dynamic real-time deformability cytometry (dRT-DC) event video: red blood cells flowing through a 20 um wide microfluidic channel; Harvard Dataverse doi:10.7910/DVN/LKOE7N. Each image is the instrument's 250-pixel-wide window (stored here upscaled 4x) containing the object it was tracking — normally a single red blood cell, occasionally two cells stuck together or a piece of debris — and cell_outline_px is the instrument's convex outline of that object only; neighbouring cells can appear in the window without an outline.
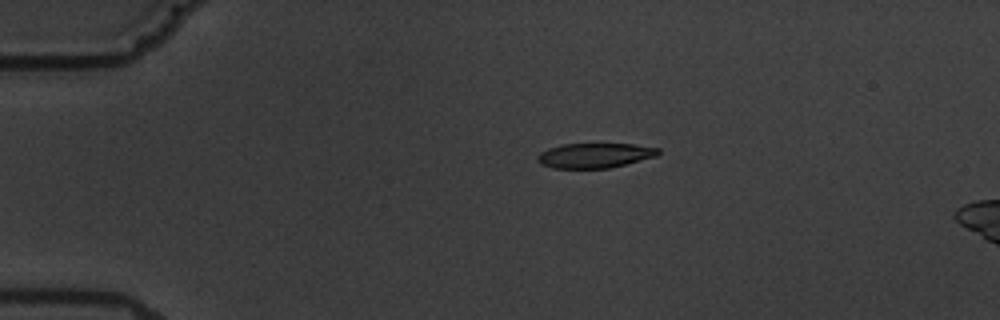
{"species": "common noctule bat (a hibernating species)", "species_latin": "Nyctalus noctula", "temperature_condition": "warm", "stored_images_in_passage": 5, "camera_frame_rate_fps": 3000, "um_per_image_px": 0.085, "animal": {"sex": "male", "body_mass_g": 19.5, "forearm_length_mm": 54.6}, "frame": {"image": 1, "passage_image": 3, "time_ms": 3.333, "image_size_px": [1000, 320], "cell_outline_px": [[660, 152], [656, 156], [608, 168], [552, 168], [540, 164], [536, 160], [536, 156], [540, 152], [548, 148], [564, 144], [632, 144], [660, 148]], "centroid_in_image_um": [50.5, 13.21], "position_along_channel_um": 34.5, "area_um2": 17.4}}